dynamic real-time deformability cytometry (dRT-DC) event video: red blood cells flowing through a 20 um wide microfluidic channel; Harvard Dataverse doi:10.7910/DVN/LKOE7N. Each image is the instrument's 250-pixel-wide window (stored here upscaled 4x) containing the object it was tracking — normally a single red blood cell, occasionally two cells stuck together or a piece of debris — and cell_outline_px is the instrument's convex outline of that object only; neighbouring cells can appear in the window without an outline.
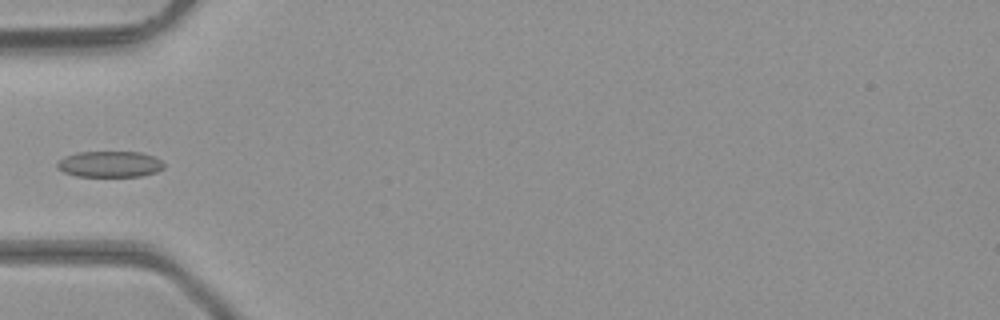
{"species": "common noctule bat (a hibernating species)", "species_latin": "Nyctalus noctula", "temperature_condition": "room temperature", "stored_images_in_passage": 32, "camera_frame_rate_fps": 3000, "um_per_image_px": 0.085, "animal": {"sex": "male", "body_mass_g": 23.1, "forearm_length_mm": 52.7}, "frame": {"image": 1, "passage_image": 1, "time_ms": 0.0, "image_size_px": [1000, 320], "cell_outline_px": [[164, 168], [156, 172], [140, 176], [76, 176], [64, 172], [56, 168], [56, 164], [64, 156], [76, 152], [140, 152], [156, 156], [164, 164]], "centroid_in_image_um": [9.33, 13.94], "position_along_channel_um": 75.7, "area_um2": 16.3}}
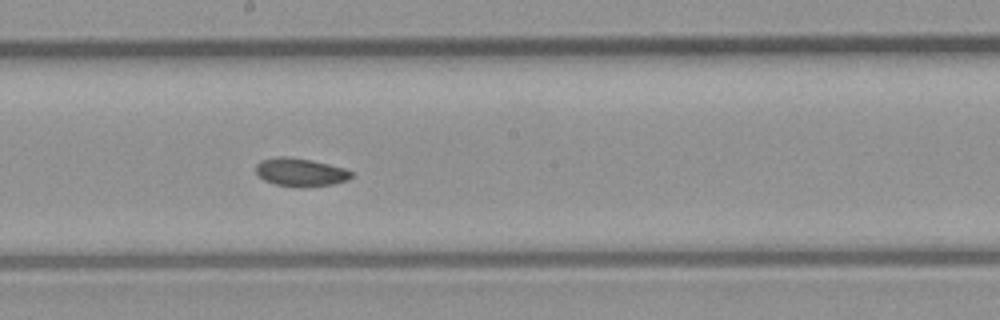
{"frame": {"image": 2, "passage_image": 11, "time_ms": 3.333, "image_size_px": [1000, 320], "cell_outline_px": [[352, 176], [348, 180], [332, 184], [296, 188], [276, 184], [264, 180], [256, 172], [256, 164], [260, 160], [276, 156], [288, 156], [312, 160], [344, 168], [352, 172]], "centroid_in_image_um": [25.51, 14.63], "position_along_channel_um": 222.7, "area_um2": 15.78}}
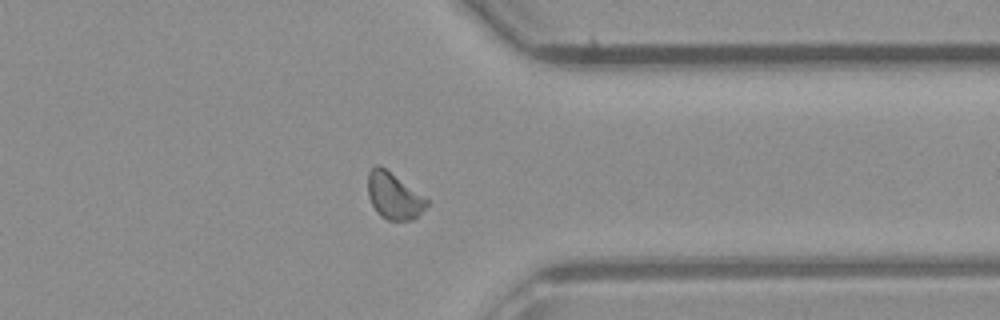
{"frame": {"image": 3, "passage_image": 22, "time_ms": 7.0, "image_size_px": [1000, 320], "cell_outline_px": [[428, 204], [412, 220], [388, 220], [380, 216], [376, 212], [368, 196], [368, 172], [376, 164], [380, 164], [424, 196], [428, 200]], "centroid_in_image_um": [33.44, 16.63], "position_along_channel_um": 378.0, "area_um2": 15.84}}